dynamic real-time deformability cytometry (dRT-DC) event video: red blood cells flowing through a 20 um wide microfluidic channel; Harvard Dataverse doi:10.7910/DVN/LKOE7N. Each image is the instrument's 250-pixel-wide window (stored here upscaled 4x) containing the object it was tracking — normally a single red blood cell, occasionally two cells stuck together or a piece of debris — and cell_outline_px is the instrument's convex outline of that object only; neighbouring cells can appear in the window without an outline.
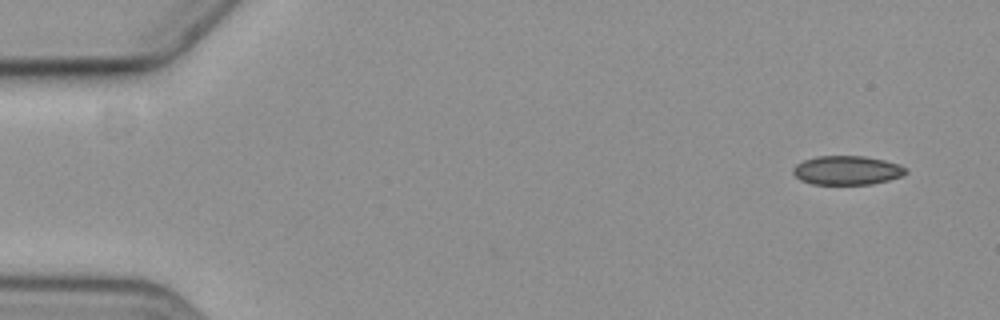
{"species": "common noctule bat (a hibernating species)", "species_latin": "Nyctalus noctula", "temperature_condition": "cold", "stored_images_in_passage": 5, "camera_frame_rate_fps": 3000, "um_per_image_px": 0.085, "animal": {"sex": "female", "body_mass_g": 19.3, "forearm_length_mm": 54.1}, "frame": {"image": 1, "passage_image": 1, "time_ms": 0.0, "image_size_px": [1000, 320], "cell_outline_px": [[908, 172], [900, 176], [888, 180], [872, 184], [812, 184], [800, 180], [792, 172], [792, 168], [796, 164], [804, 160], [816, 156], [864, 156], [884, 160], [900, 164], [908, 168]], "centroid_in_image_um": [72.0, 14.47], "position_along_channel_um": 13.0, "area_um2": 19.13}}
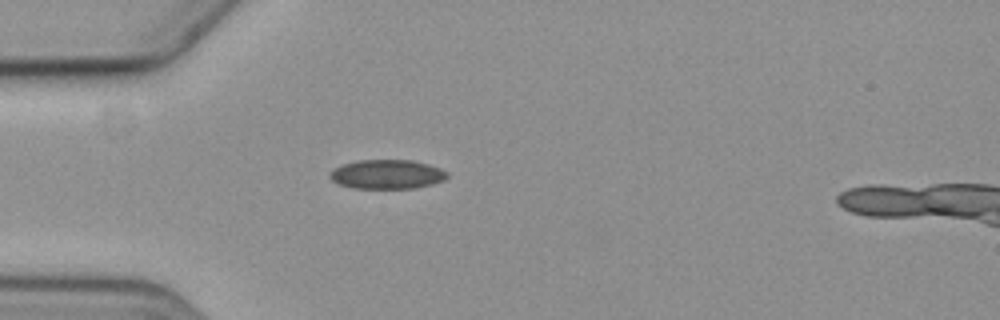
{"frame": {"image": 2, "passage_image": 4, "time_ms": 4.333, "image_size_px": [1000, 320], "cell_outline_px": [[448, 176], [444, 180], [432, 184], [416, 188], [352, 188], [340, 184], [332, 180], [328, 176], [332, 168], [356, 160], [412, 160], [428, 164], [440, 168], [448, 172]], "centroid_in_image_um": [32.89, 14.81], "position_along_channel_um": 52.1, "area_um2": 20.06}}